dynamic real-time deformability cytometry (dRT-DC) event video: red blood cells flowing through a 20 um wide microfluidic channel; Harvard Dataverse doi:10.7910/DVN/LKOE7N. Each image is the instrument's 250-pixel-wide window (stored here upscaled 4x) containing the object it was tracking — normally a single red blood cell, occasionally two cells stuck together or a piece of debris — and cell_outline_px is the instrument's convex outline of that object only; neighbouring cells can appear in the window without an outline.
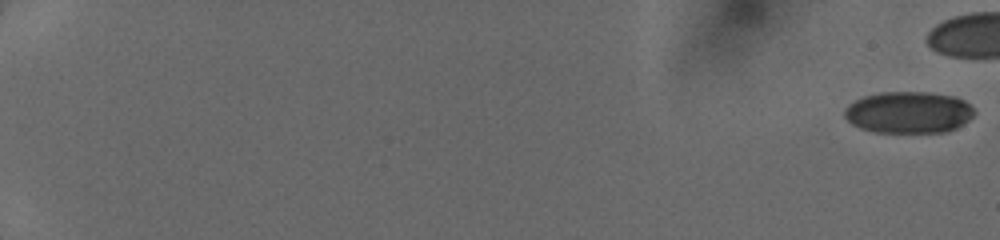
{"species": "human", "species_latin": "Homo sapiens", "temperature_condition": "cold", "stored_images_in_passage": 8, "camera_frame_rate_fps": 3000, "um_per_image_px": 0.085, "donor": {"sex": "female"}, "frame": {"image": 1, "passage_image": 1, "time_ms": 0.0, "image_size_px": [1000, 240], "cell_outline_px": [[976, 112], [968, 120], [956, 128], [944, 132], [872, 132], [860, 128], [852, 124], [844, 116], [844, 108], [848, 104], [864, 96], [880, 92], [924, 92], [956, 96], [964, 100]], "centroid_in_image_um": [77.21, 9.55], "position_along_channel_um": 7.8, "area_um2": 31.56}}